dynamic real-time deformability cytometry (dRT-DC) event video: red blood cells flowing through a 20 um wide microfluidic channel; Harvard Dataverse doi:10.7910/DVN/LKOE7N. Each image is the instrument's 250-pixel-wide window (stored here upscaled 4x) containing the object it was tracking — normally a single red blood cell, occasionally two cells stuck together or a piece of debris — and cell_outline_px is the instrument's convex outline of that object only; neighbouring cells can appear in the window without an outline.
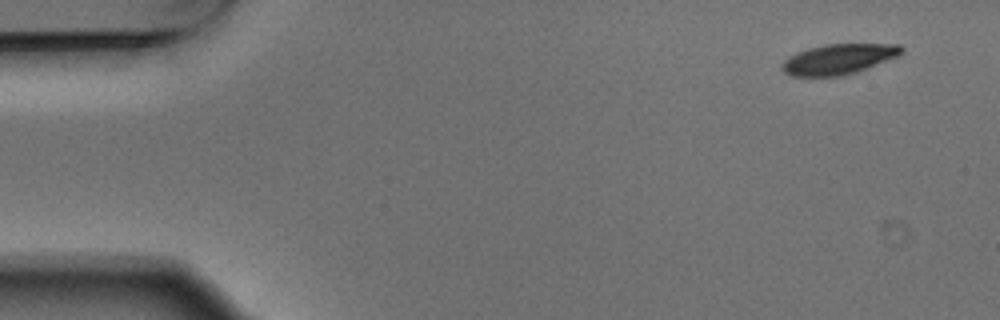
{"species": "Egyptian fruit bat (a non-hibernating species)", "species_latin": "Rousettus aegyptiacus", "temperature_condition": "warm", "stored_images_in_passage": 4, "camera_frame_rate_fps": 3000, "um_per_image_px": 0.085, "animal": {"sex": "male"}, "frame": {"image": 1, "passage_image": 1, "time_ms": 0.0, "image_size_px": [1000, 320], "cell_outline_px": [[904, 52], [896, 56], [856, 72], [840, 76], [792, 76], [784, 72], [780, 68], [784, 60], [788, 56], [796, 52], [808, 48], [828, 44], [900, 44], [904, 48]], "centroid_in_image_um": [71.24, 5.02], "position_along_channel_um": 13.8, "area_um2": 20.98}}
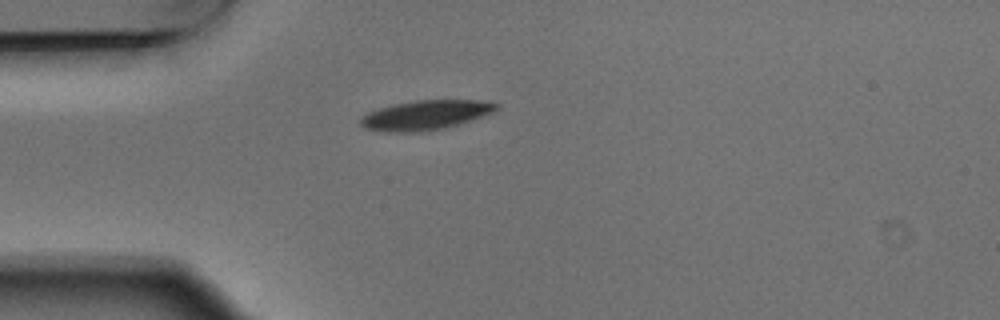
{"frame": {"image": 2, "passage_image": 4, "time_ms": 1.0, "image_size_px": [1000, 320], "cell_outline_px": [[500, 108], [492, 112], [456, 124], [440, 128], [412, 132], [388, 132], [364, 128], [360, 124], [360, 120], [368, 112], [392, 104], [416, 100], [492, 100], [500, 104]], "centroid_in_image_um": [36.19, 9.75], "position_along_channel_um": 48.8, "area_um2": 23.06}}